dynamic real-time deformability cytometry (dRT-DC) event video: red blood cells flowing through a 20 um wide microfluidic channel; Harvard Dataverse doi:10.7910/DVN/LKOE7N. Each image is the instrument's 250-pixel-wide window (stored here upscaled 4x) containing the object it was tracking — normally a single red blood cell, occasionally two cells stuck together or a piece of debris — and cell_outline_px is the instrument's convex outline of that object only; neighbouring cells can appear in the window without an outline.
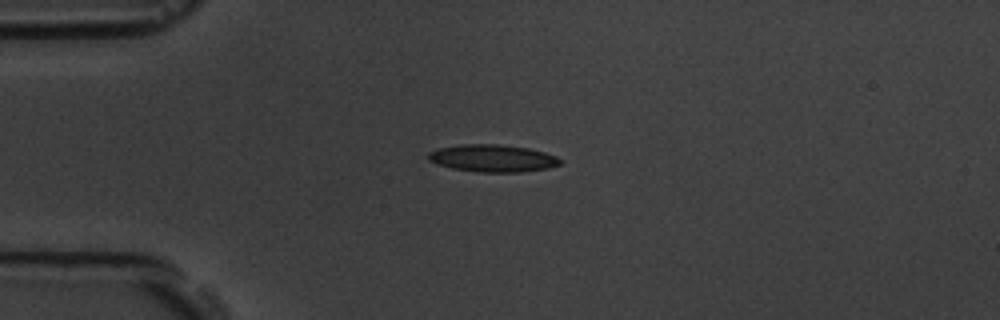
{"species": "common noctule bat (a hibernating species)", "species_latin": "Nyctalus noctula", "temperature_condition": "room temperature", "stored_images_in_passage": 7, "camera_frame_rate_fps": 3000, "um_per_image_px": 0.085, "animal": {"sex": "male", "body_mass_g": 19.5, "forearm_length_mm": 54.6}, "frame": {"image": 1, "passage_image": 3, "time_ms": 2.333, "image_size_px": [1000, 320], "cell_outline_px": [[564, 160], [560, 164], [548, 168], [520, 172], [480, 172], [452, 168], [436, 164], [428, 160], [428, 152], [440, 148], [460, 144], [500, 144], [528, 148], [544, 152], [556, 156]], "centroid_in_image_um": [41.88, 13.45], "position_along_channel_um": 43.1, "area_um2": 21.04}}
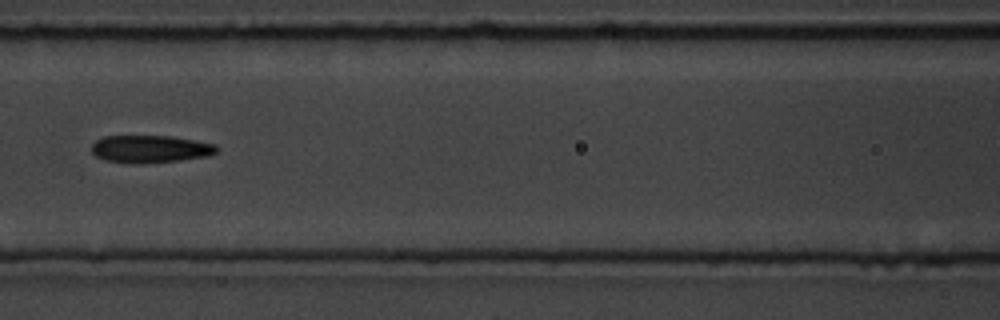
{"frame": {"image": 2, "passage_image": 6, "time_ms": 6.0, "image_size_px": [1000, 320], "cell_outline_px": [[220, 148], [216, 152], [208, 156], [180, 160], [140, 164], [128, 164], [104, 160], [96, 156], [92, 152], [92, 144], [96, 140], [104, 136], [172, 136], [216, 144]], "centroid_in_image_um": [12.77, 12.67], "position_along_channel_um": 153.8, "area_um2": 20.29}}
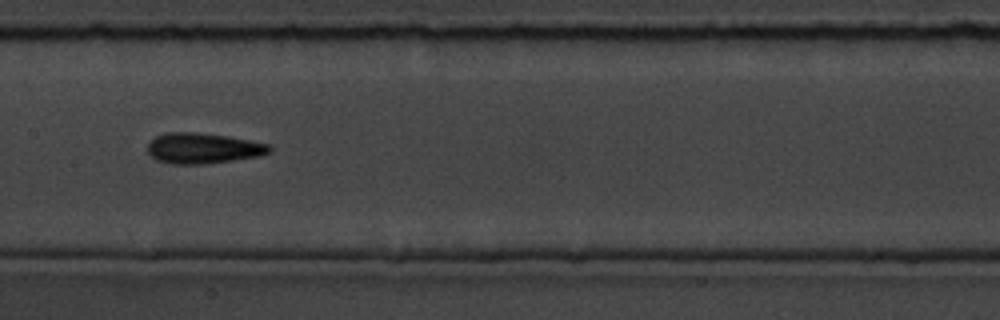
{"frame": {"image": 3, "passage_image": 7, "time_ms": 7.0, "image_size_px": [1000, 320], "cell_outline_px": [[272, 148], [268, 152], [260, 156], [208, 164], [172, 164], [156, 160], [148, 152], [148, 144], [156, 136], [164, 132], [196, 132], [228, 136], [268, 144]], "centroid_in_image_um": [17.24, 12.6], "position_along_channel_um": 190.2, "area_um2": 21.73}}